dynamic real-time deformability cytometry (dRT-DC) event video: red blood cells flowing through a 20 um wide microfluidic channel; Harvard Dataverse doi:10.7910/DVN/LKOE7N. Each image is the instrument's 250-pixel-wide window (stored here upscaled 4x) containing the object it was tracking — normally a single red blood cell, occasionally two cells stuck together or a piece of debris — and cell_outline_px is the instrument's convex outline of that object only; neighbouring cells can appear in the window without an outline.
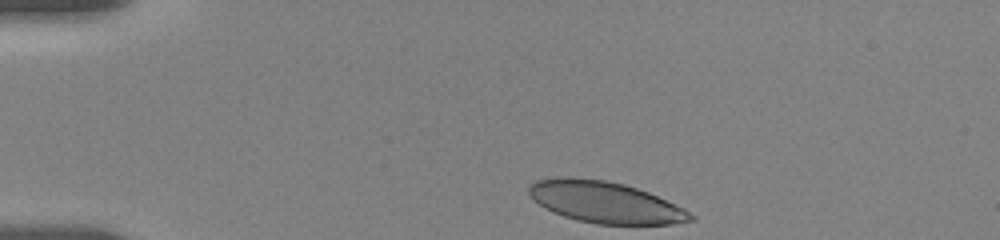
{"species": "human", "species_latin": "Homo sapiens", "temperature_condition": "room temperature", "stored_images_in_passage": 48, "camera_frame_rate_fps": 3000, "um_per_image_px": 0.085, "donor": {"sex": "female"}, "frame": {"image": 1, "passage_image": 1, "time_ms": 0.0, "image_size_px": [1000, 240], "cell_outline_px": [[696, 220], [672, 224], [596, 224], [576, 220], [552, 212], [544, 208], [532, 200], [528, 192], [528, 184], [536, 180], [564, 176], [568, 176], [604, 180], [624, 184], [648, 192], [684, 208], [696, 216]], "centroid_in_image_um": [51.4, 17.19], "position_along_channel_um": 33.6, "area_um2": 39.3}}
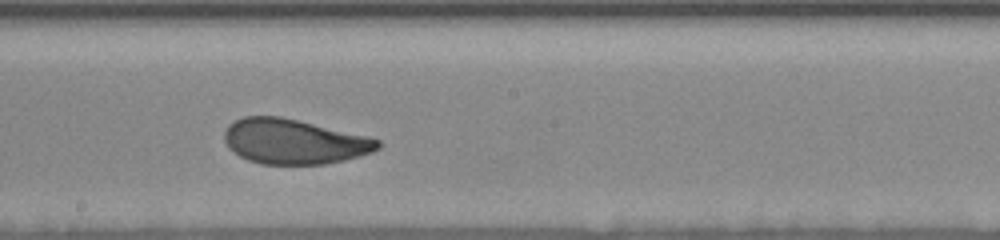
{"frame": {"image": 2, "passage_image": 22, "time_ms": 7.0, "image_size_px": [1000, 240], "cell_outline_px": [[380, 148], [372, 152], [360, 156], [344, 160], [324, 164], [260, 164], [248, 160], [232, 152], [228, 148], [224, 140], [224, 132], [228, 124], [244, 116], [280, 116], [364, 136], [380, 140]], "centroid_in_image_um": [24.93, 12.04], "position_along_channel_um": 223.3, "area_um2": 39.94}}
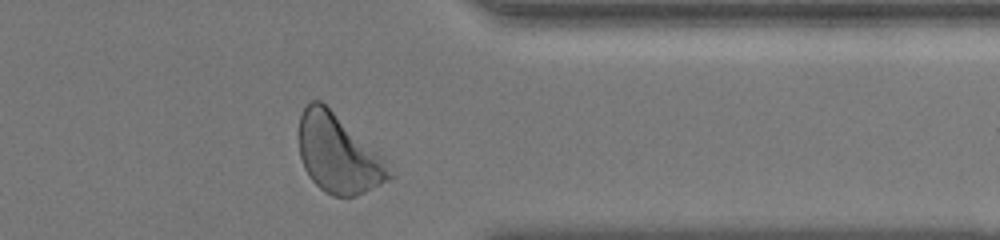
{"frame": {"image": 3, "passage_image": 47, "time_ms": 11.667, "image_size_px": [1000, 240], "cell_outline_px": [[396, 176], [392, 180], [356, 196], [332, 196], [324, 192], [308, 176], [304, 168], [300, 156], [300, 116], [304, 108], [312, 100], [320, 100], [376, 152], [384, 160]], "centroid_in_image_um": [28.76, 13.14], "position_along_channel_um": 382.6, "area_um2": 40.58}, "authors_computed_cell_mechanics": {"area_um2": 40.5178, "velocity_mm_per_s": 3.5296, "shape_relaxation_time_tau1_ms": 4.79, "shape_relaxation_time_tau2_ms": 0.94, "deformation_change_tau1": 0.1638, "deformation_change_tau2": 0.0685}}